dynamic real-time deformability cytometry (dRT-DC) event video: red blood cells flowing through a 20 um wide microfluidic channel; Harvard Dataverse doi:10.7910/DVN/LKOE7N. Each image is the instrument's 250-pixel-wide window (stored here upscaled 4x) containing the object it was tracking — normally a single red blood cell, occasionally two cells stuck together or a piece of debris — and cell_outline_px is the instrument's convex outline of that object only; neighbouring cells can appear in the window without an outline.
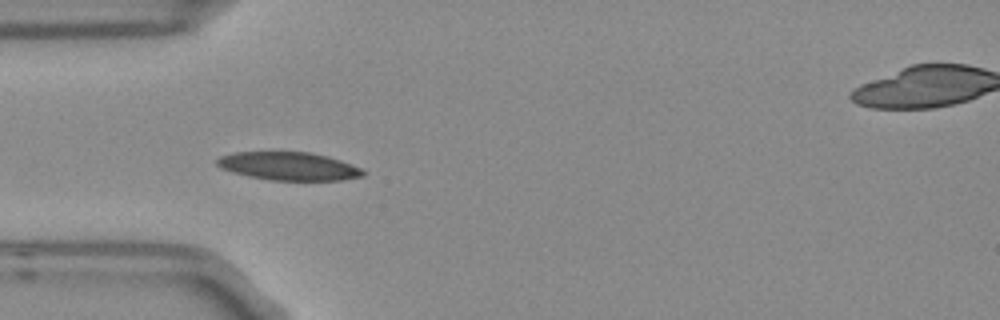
{"species": "Egyptian fruit bat (a non-hibernating species)", "species_latin": "Rousettus aegyptiacus", "temperature_condition": "room temperature", "stored_images_in_passage": 14, "camera_frame_rate_fps": 3000, "um_per_image_px": 0.085, "frame": {"image": 1, "passage_image": 3, "time_ms": 0.667, "image_size_px": [1000, 320], "cell_outline_px": [[364, 176], [344, 180], [268, 180], [248, 176], [232, 172], [220, 168], [216, 164], [216, 160], [220, 156], [236, 152], [312, 152], [328, 156], [352, 164], [360, 168], [364, 172]], "centroid_in_image_um": [24.54, 14.12], "position_along_channel_um": 60.5, "area_um2": 24.04}}
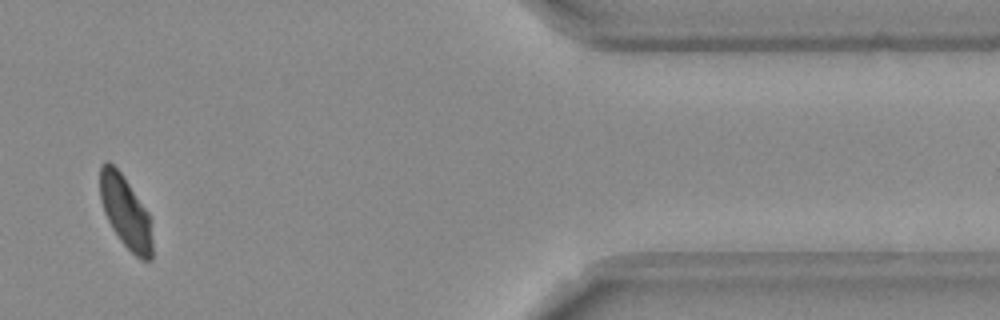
{"frame": {"image": 2, "passage_image": 12, "time_ms": 3.667, "image_size_px": [1000, 320], "cell_outline_px": [[152, 260], [140, 260], [120, 240], [112, 228], [104, 212], [100, 200], [100, 164], [104, 160], [108, 160], [124, 176], [148, 212], [152, 220]], "centroid_in_image_um": [10.68, 18.01], "position_along_channel_um": 400.7, "area_um2": 22.25}}